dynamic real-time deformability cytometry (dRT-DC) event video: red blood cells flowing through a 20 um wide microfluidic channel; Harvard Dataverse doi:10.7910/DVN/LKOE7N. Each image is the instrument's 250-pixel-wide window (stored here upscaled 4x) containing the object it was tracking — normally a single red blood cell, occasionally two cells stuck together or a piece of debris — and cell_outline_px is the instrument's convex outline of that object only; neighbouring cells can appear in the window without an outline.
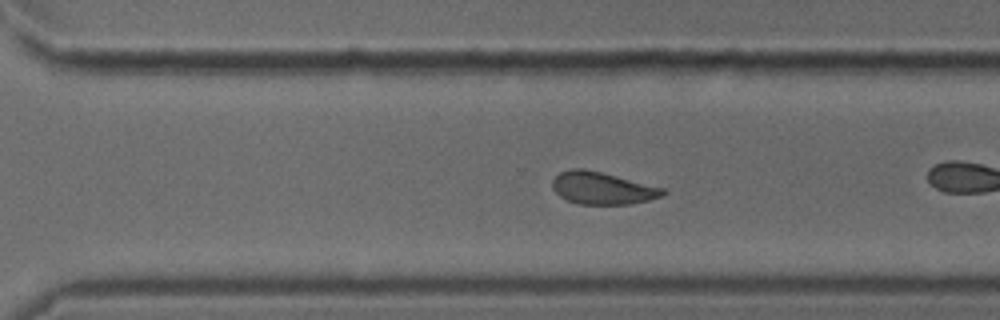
{"species": "common noctule bat (a hibernating species)", "species_latin": "Nyctalus noctula", "temperature_condition": "cold", "stored_images_in_passage": 43, "camera_frame_rate_fps": 3000, "um_per_image_px": 0.085, "animal": {"sex": "male", "body_mass_g": 18.8}, "frame": {"image": 1, "passage_image": 36, "time_ms": 11.667, "image_size_px": [1000, 320], "cell_outline_px": [[668, 192], [660, 196], [648, 200], [632, 204], [580, 204], [568, 200], [560, 196], [552, 188], [552, 180], [560, 172], [572, 168], [584, 168], [664, 188]], "centroid_in_image_um": [51.18, 15.99], "position_along_channel_um": 319.4, "area_um2": 20.58}}